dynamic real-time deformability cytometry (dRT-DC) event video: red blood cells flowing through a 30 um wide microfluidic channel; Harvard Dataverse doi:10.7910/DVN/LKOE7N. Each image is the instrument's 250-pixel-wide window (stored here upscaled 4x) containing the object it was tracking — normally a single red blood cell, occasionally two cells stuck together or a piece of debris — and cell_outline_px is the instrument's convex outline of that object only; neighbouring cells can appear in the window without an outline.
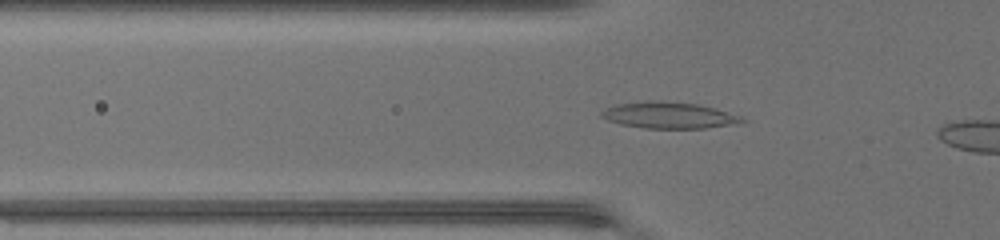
{"species": "common noctule bat (a hibernating species)", "species_latin": "Nyctalus noctula", "temperature_condition": "warm", "stored_images_in_passage": 12, "camera_frame_rate_fps": 3000, "um_per_image_px": 0.085, "animal": {"sex": "female", "body_mass_g": 17.0, "forearm_length_mm": 48.0}, "frame": {"image": 1, "passage_image": 9, "time_ms": 2.667, "image_size_px": [1000, 240], "cell_outline_px": [[748, 120], [744, 124], [704, 128], [644, 128], [620, 124], [608, 120], [600, 116], [600, 112], [616, 104], [696, 104], [712, 108], [740, 116]], "centroid_in_image_um": [56.97, 9.87], "position_along_channel_um": 68.8, "area_um2": 20.35}}